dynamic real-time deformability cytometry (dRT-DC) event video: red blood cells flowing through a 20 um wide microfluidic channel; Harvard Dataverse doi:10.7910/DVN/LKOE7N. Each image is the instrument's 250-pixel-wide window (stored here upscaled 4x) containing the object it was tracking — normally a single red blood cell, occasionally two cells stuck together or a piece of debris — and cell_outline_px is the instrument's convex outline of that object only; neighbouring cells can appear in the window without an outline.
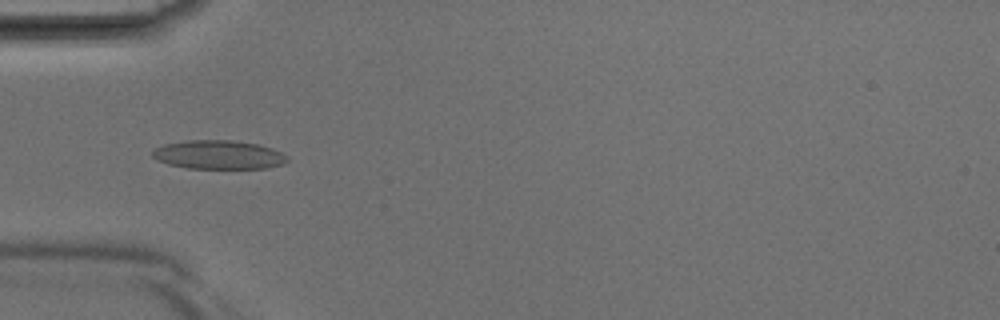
{"species": "Egyptian fruit bat (a non-hibernating species)", "species_latin": "Rousettus aegyptiacus", "temperature_condition": "room temperature", "stored_images_in_passage": 39, "camera_frame_rate_fps": 3000, "um_per_image_px": 0.085, "animal": {"sex": "male"}, "frame": {"image": 1, "passage_image": 12, "time_ms": 3.667, "image_size_px": [1000, 320], "cell_outline_px": [[288, 160], [284, 164], [268, 168], [188, 168], [168, 164], [156, 160], [152, 156], [152, 152], [156, 148], [164, 144], [188, 140], [228, 140], [260, 144], [272, 148], [288, 156]], "centroid_in_image_um": [18.6, 13.15], "position_along_channel_um": 66.4, "area_um2": 22.66}}
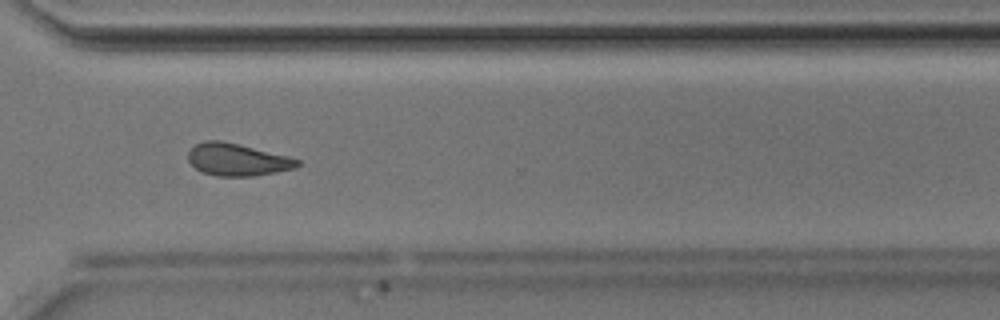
{"frame": {"image": 2, "passage_image": 29, "time_ms": 9.333, "image_size_px": [1000, 320], "cell_outline_px": [[300, 164], [296, 168], [252, 176], [216, 176], [200, 172], [188, 160], [188, 152], [196, 144], [204, 140], [220, 140], [288, 156], [300, 160]], "centroid_in_image_um": [20.15, 13.57], "position_along_channel_um": 350.5, "area_um2": 20.4}}
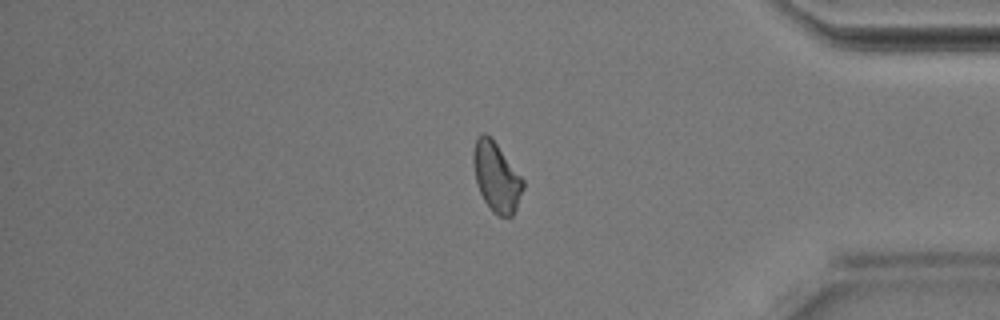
{"frame": {"image": 3, "passage_image": 33, "time_ms": 10.667, "image_size_px": [1000, 320], "cell_outline_px": [[524, 188], [516, 208], [512, 216], [496, 216], [492, 212], [484, 200], [480, 192], [476, 180], [472, 160], [472, 152], [476, 136], [484, 132], [496, 144], [524, 180]], "centroid_in_image_um": [42.18, 15.05], "position_along_channel_um": 393.0, "area_um2": 19.94}}